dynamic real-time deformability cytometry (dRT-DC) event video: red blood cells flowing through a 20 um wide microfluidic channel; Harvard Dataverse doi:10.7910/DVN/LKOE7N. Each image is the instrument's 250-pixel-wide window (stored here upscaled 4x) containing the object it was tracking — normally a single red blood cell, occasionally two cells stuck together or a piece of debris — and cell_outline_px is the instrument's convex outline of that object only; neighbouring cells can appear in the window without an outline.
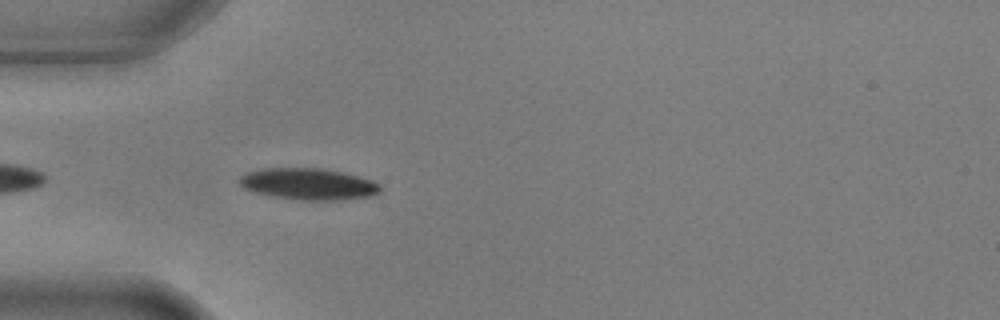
{"species": "common noctule bat (a hibernating species)", "species_latin": "Nyctalus noctula", "temperature_condition": "warm", "stored_images_in_passage": 5, "camera_frame_rate_fps": 3000, "um_per_image_px": 0.085, "animal": {"sex": "male", "body_mass_g": 17.9, "forearm_length_mm": 54.2}, "frame": {"image": 1, "passage_image": 5, "time_ms": 1.333, "image_size_px": [1000, 320], "cell_outline_px": [[380, 192], [368, 196], [336, 200], [300, 200], [272, 196], [256, 192], [244, 188], [236, 180], [244, 172], [264, 168], [320, 168], [344, 172], [372, 180], [380, 184]], "centroid_in_image_um": [26.17, 15.63], "position_along_channel_um": 58.8, "area_um2": 25.89}}